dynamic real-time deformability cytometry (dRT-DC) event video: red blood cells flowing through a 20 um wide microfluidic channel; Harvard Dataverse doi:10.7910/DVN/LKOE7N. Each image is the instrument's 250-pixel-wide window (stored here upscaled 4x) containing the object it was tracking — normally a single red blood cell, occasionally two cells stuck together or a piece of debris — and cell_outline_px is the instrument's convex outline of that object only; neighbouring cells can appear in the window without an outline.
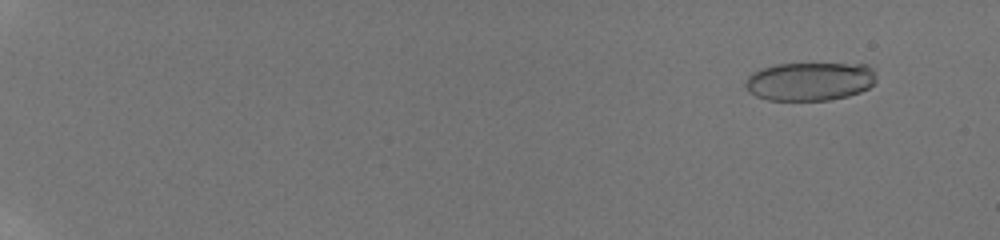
{"species": "human", "species_latin": "Homo sapiens", "temperature_condition": "room temperature", "stored_images_in_passage": 61, "camera_frame_rate_fps": 3000, "um_per_image_px": 0.085, "donor": {"sex": "male"}, "frame": {"image": 1, "passage_image": 8, "time_ms": 1.667, "image_size_px": [1000, 240], "cell_outline_px": [[876, 80], [868, 88], [860, 92], [848, 96], [828, 100], [768, 100], [756, 96], [748, 92], [744, 84], [748, 76], [752, 72], [776, 64], [868, 64], [872, 68], [876, 76]], "centroid_in_image_um": [68.83, 6.92], "position_along_channel_um": 16.2, "area_um2": 29.42}}
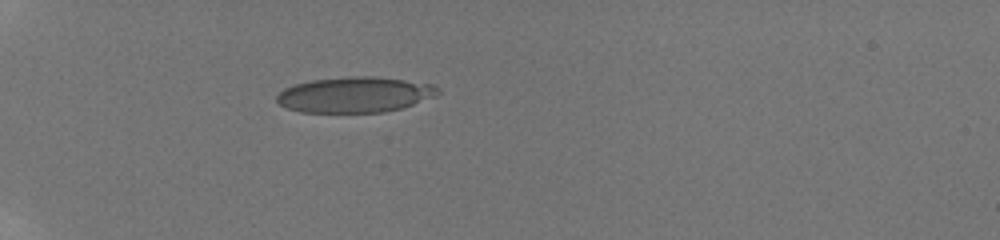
{"frame": {"image": 2, "passage_image": 46, "time_ms": 7.0, "image_size_px": [1000, 240], "cell_outline_px": [[440, 92], [436, 96], [404, 108], [384, 112], [300, 112], [288, 108], [280, 104], [276, 100], [276, 96], [284, 88], [296, 84], [312, 80], [348, 76], [376, 76], [436, 84], [440, 88]], "centroid_in_image_um": [30.23, 8.04], "position_along_channel_um": 54.8, "area_um2": 33.7}}
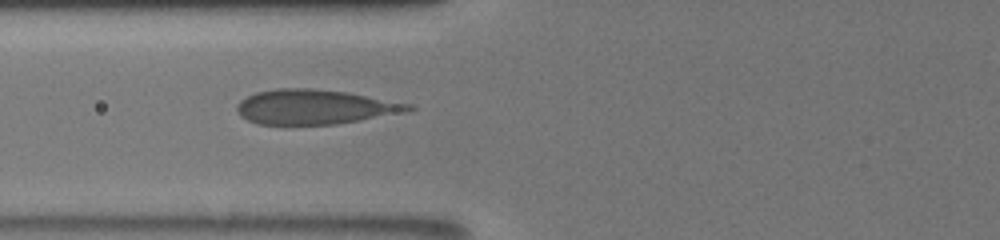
{"frame": {"image": 3, "passage_image": 60, "time_ms": 9.0, "image_size_px": [1000, 240], "cell_outline_px": [[416, 108], [408, 112], [336, 124], [256, 124], [240, 116], [236, 108], [240, 100], [256, 92], [276, 88], [312, 88], [344, 92], [412, 104]], "centroid_in_image_um": [26.75, 9.09], "position_along_channel_um": 99.0, "area_um2": 34.51}}